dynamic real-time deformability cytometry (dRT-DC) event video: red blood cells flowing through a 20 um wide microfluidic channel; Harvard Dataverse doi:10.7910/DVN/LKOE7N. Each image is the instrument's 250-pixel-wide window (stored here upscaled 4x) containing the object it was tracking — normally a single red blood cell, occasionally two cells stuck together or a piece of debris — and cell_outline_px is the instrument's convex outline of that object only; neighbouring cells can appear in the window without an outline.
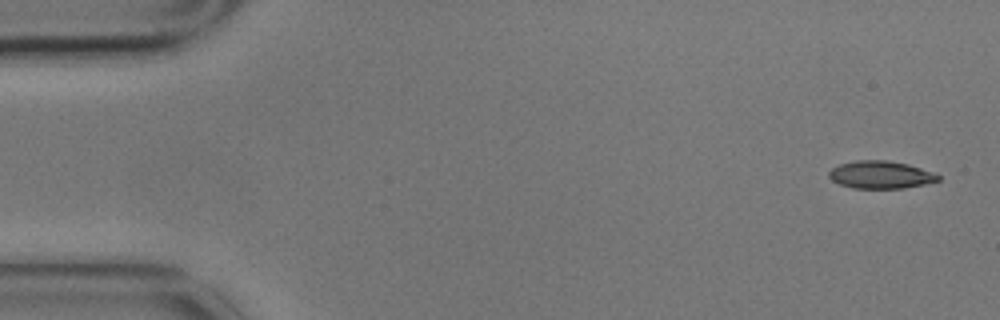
{"species": "common noctule bat (a hibernating species)", "species_latin": "Nyctalus noctula", "temperature_condition": "cold", "stored_images_in_passage": 6, "segment_of_instrument_passage": [1, 2], "camera_frame_rate_fps": 3000, "um_per_image_px": 0.085, "animal": {"sex": "male", "body_mass_g": 17.9}, "frame": {"image": 1, "passage_image": 1, "time_ms": 0.0, "image_size_px": [1000, 320], "cell_outline_px": [[940, 180], [924, 184], [904, 188], [852, 188], [840, 184], [832, 180], [828, 176], [828, 172], [832, 168], [840, 164], [856, 160], [888, 160], [908, 164], [932, 172], [940, 176]], "centroid_in_image_um": [74.84, 14.85], "position_along_channel_um": 10.2, "area_um2": 17.51}}
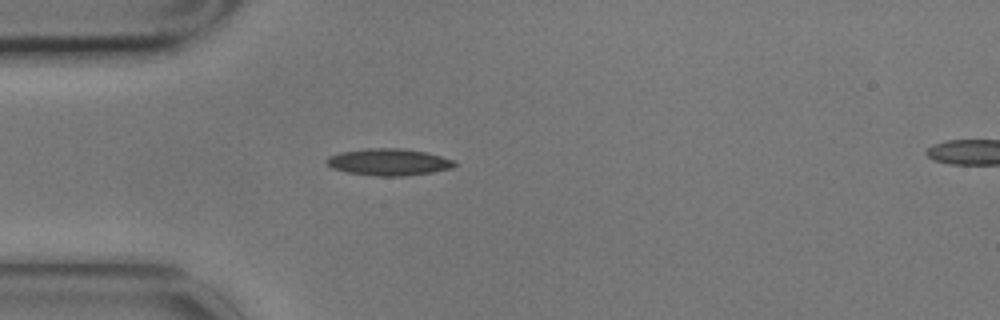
{"frame": {"image": 2, "passage_image": 5, "time_ms": 1.333, "image_size_px": [1000, 320], "cell_outline_px": [[456, 164], [452, 168], [432, 172], [404, 176], [376, 176], [348, 172], [332, 168], [324, 160], [328, 156], [340, 152], [368, 148], [400, 148], [428, 152], [456, 160]], "centroid_in_image_um": [33.06, 13.77], "position_along_channel_um": 51.9, "area_um2": 20.11}}